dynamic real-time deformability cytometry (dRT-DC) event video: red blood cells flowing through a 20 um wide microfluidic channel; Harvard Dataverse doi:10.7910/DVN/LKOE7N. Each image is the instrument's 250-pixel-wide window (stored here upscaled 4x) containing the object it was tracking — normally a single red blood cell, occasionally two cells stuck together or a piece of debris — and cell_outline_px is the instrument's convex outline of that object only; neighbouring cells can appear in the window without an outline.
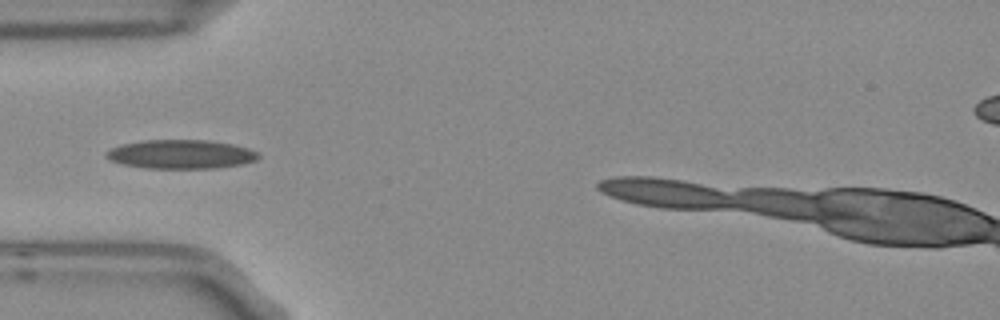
{"species": "Egyptian fruit bat (a non-hibernating species)", "species_latin": "Rousettus aegyptiacus", "temperature_condition": "room temperature", "stored_images_in_passage": 8, "camera_frame_rate_fps": 3000, "um_per_image_px": 0.085, "frame": {"image": 1, "passage_image": 4, "time_ms": 1.0, "image_size_px": [1000, 320], "cell_outline_px": [[260, 156], [256, 160], [244, 164], [216, 168], [144, 168], [124, 164], [112, 160], [104, 156], [112, 148], [124, 144], [144, 140], [208, 140], [232, 144], [248, 148], [260, 152]], "centroid_in_image_um": [15.45, 13.11], "position_along_channel_um": 69.5, "area_um2": 25.55}}
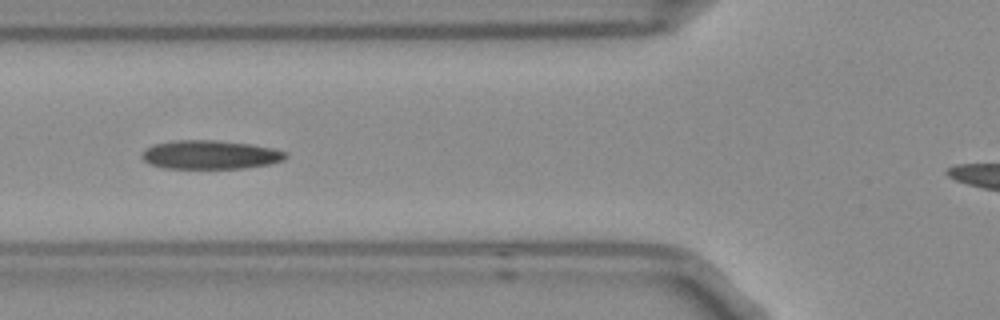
{"frame": {"image": 2, "passage_image": 5, "time_ms": 1.333, "image_size_px": [1000, 320], "cell_outline_px": [[288, 156], [284, 160], [268, 164], [244, 168], [160, 168], [148, 164], [140, 156], [144, 148], [156, 144], [176, 140], [216, 140], [248, 144], [272, 148], [284, 152]], "centroid_in_image_um": [17.81, 13.16], "position_along_channel_um": 108.0, "area_um2": 24.04}}